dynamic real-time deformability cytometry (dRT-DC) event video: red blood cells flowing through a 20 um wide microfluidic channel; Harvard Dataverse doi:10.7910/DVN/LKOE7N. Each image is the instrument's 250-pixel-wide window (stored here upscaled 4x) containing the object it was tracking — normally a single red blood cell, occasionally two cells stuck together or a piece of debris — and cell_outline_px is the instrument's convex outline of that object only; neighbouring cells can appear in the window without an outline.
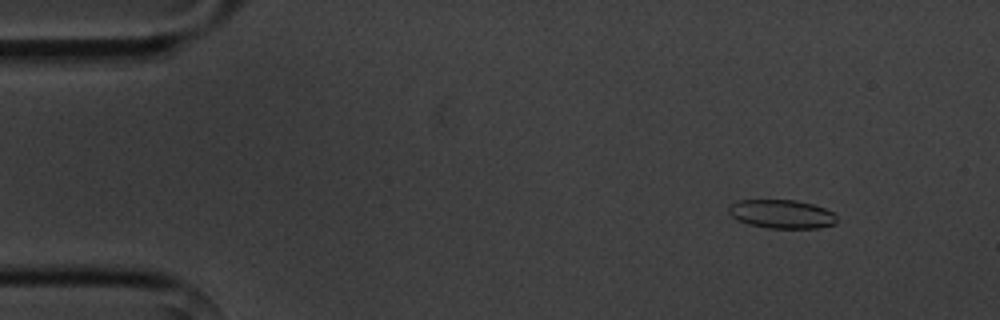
{"species": "common noctule bat (a hibernating species)", "species_latin": "Nyctalus noctula", "temperature_condition": "cold", "stored_images_in_passage": 5, "camera_frame_rate_fps": 3000, "um_per_image_px": 0.085, "animal": {"sex": "male", "body_mass_g": 20.1, "forearm_length_mm": 53.5}, "frame": {"image": 1, "passage_image": 1, "time_ms": 0.0, "image_size_px": [1000, 320], "cell_outline_px": [[836, 224], [820, 228], [768, 228], [748, 224], [732, 216], [728, 212], [728, 208], [736, 200], [796, 200], [812, 204], [824, 208], [832, 212], [836, 216]], "centroid_in_image_um": [66.46, 18.19], "position_along_channel_um": 18.5, "area_um2": 18.03}}